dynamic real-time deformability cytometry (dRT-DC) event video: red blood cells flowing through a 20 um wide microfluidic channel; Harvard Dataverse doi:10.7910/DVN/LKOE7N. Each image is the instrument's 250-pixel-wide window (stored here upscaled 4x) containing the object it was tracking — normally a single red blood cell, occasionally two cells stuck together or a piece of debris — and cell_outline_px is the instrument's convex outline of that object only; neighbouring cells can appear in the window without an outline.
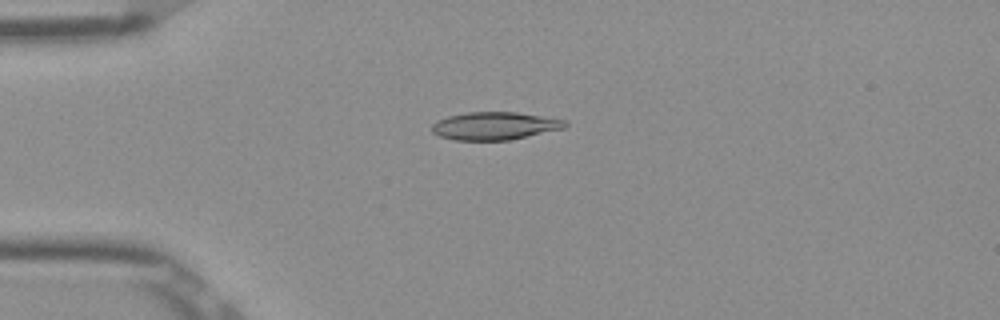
{"species": "Egyptian fruit bat (a non-hibernating species)", "species_latin": "Rousettus aegyptiacus", "temperature_condition": "room temperature", "stored_images_in_passage": 40, "camera_frame_rate_fps": 3000, "um_per_image_px": 0.085, "frame": {"image": 1, "passage_image": 1, "time_ms": 0.0, "image_size_px": [1000, 320], "cell_outline_px": [[568, 124], [564, 128], [508, 140], [452, 140], [440, 136], [432, 132], [432, 124], [436, 120], [448, 116], [468, 112], [516, 112], [568, 120]], "centroid_in_image_um": [42.03, 10.69], "position_along_channel_um": 43.0, "area_um2": 21.56}}
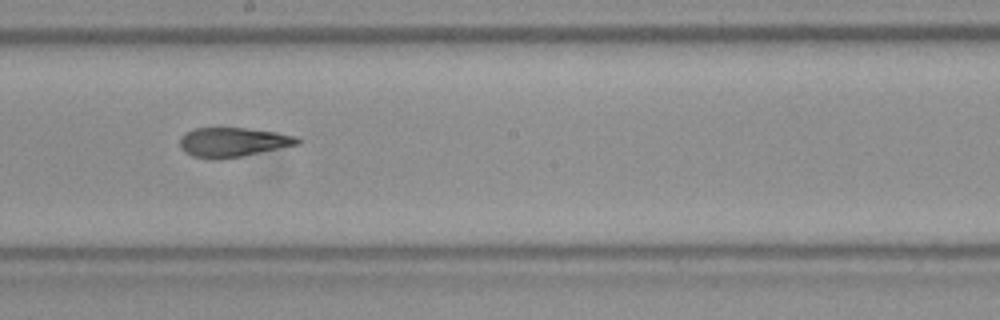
{"frame": {"image": 2, "passage_image": 17, "time_ms": 5.333, "image_size_px": [1000, 320], "cell_outline_px": [[300, 144], [240, 156], [216, 160], [192, 156], [184, 152], [180, 148], [180, 136], [184, 132], [196, 128], [248, 128], [276, 132], [300, 136]], "centroid_in_image_um": [19.78, 12.08], "position_along_channel_um": 228.4, "area_um2": 20.29}}
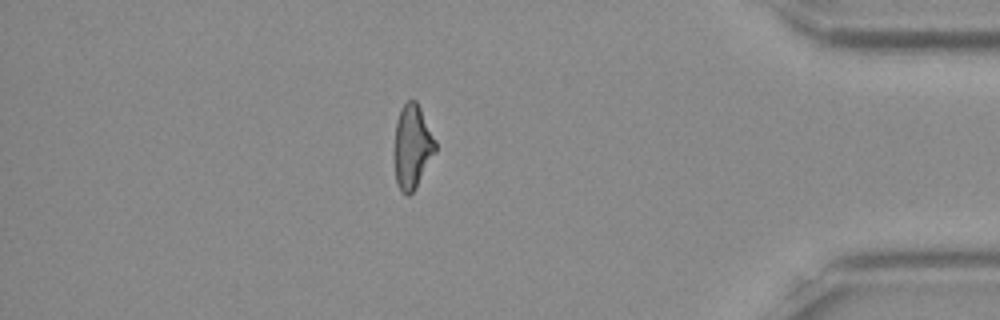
{"frame": {"image": 3, "passage_image": 33, "time_ms": 10.667, "image_size_px": [1000, 320], "cell_outline_px": [[436, 152], [416, 188], [408, 196], [400, 192], [396, 180], [396, 120], [400, 108], [408, 100], [416, 100], [436, 140]], "centroid_in_image_um": [35.07, 12.47], "position_along_channel_um": 400.1, "area_um2": 19.83}, "authors_computed_cell_mechanics": {"area_um2": 21.0392, "velocity_mm_per_s": 3.9021, "shape_relaxation_time_tau1_ms": 10.1467, "shape_relaxation_time_tau2_ms": 2.3107, "deformation_change_tau1": 0.2269, "deformation_change_tau2": 0.0909}}